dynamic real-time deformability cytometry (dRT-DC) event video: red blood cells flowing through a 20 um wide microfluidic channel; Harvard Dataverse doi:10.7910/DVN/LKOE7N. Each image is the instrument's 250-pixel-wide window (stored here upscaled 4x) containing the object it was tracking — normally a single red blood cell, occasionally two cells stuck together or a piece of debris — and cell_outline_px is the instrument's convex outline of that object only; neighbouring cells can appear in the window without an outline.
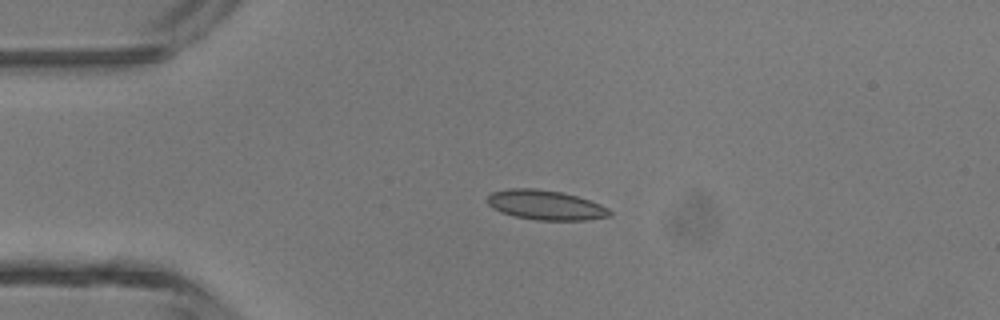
{"species": "common noctule bat (a hibernating species)", "species_latin": "Nyctalus noctula", "temperature_condition": "room temperature", "stored_images_in_passage": 5, "camera_frame_rate_fps": 3000, "um_per_image_px": 0.085, "animal": {"sex": "male", "body_mass_g": 13.3}, "frame": {"image": 1, "passage_image": 3, "time_ms": 0.667, "image_size_px": [1000, 320], "cell_outline_px": [[612, 216], [588, 220], [536, 220], [516, 216], [500, 212], [492, 208], [488, 204], [488, 196], [492, 192], [508, 188], [536, 188], [560, 192], [576, 196], [600, 204], [608, 208], [612, 212]], "centroid_in_image_um": [46.38, 17.43], "position_along_channel_um": 38.6, "area_um2": 21.15}}
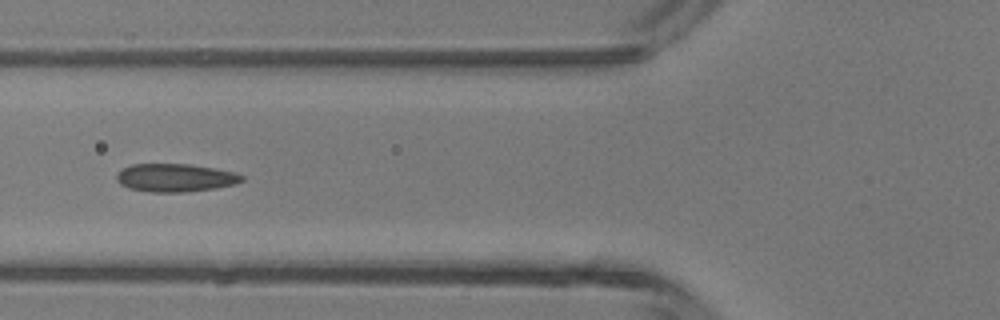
{"frame": {"image": 2, "passage_image": 5, "time_ms": 1.333, "image_size_px": [1000, 320], "cell_outline_px": [[244, 180], [232, 184], [216, 188], [188, 192], [152, 192], [128, 188], [120, 184], [116, 180], [116, 176], [124, 168], [132, 164], [192, 164], [216, 168], [236, 172], [244, 176]], "centroid_in_image_um": [14.92, 15.1], "position_along_channel_um": 110.9, "area_um2": 20.58}}